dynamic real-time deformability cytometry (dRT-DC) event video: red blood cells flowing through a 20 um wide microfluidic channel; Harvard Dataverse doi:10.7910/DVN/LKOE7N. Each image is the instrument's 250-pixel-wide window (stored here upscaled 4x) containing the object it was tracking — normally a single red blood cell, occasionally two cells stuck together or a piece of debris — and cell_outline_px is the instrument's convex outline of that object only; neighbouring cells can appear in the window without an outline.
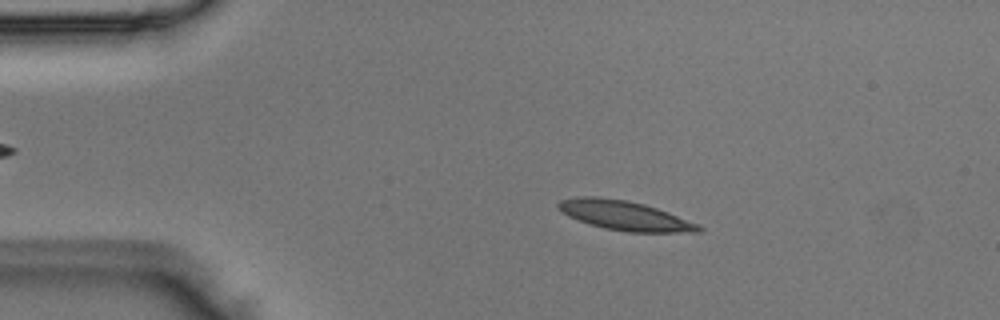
{"species": "Egyptian fruit bat (a non-hibernating species)", "species_latin": "Rousettus aegyptiacus", "temperature_condition": "room temperature", "stored_images_in_passage": 50, "camera_frame_rate_fps": 3000, "um_per_image_px": 0.085, "animal": {"sex": "male"}, "frame": {"image": 1, "passage_image": 9, "time_ms": 2.667, "image_size_px": [1000, 320], "cell_outline_px": [[704, 228], [700, 232], [628, 232], [604, 228], [568, 216], [556, 208], [556, 204], [560, 200], [576, 196], [596, 196], [628, 200], [644, 204], [668, 212], [700, 224]], "centroid_in_image_um": [53.1, 18.31], "position_along_channel_um": 31.9, "area_um2": 24.16}}
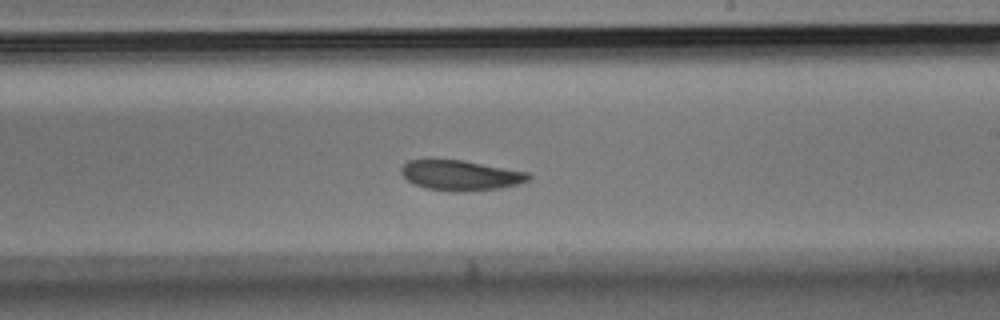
{"frame": {"image": 2, "passage_image": 29, "time_ms": 9.333, "image_size_px": [1000, 320], "cell_outline_px": [[532, 176], [528, 180], [520, 184], [500, 188], [456, 192], [428, 188], [416, 184], [408, 180], [400, 172], [400, 168], [408, 160], [460, 160], [528, 172]], "centroid_in_image_um": [39.17, 14.9], "position_along_channel_um": 249.8, "area_um2": 22.02}}
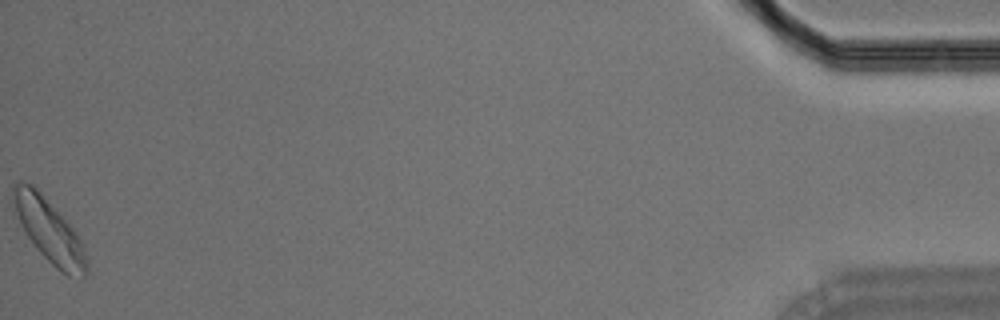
{"frame": {"image": 3, "passage_image": 50, "time_ms": 16.333, "image_size_px": [1000, 320], "cell_outline_px": [[88, 268], [84, 276], [68, 276], [60, 272], [36, 248], [20, 224], [12, 204], [12, 184], [20, 180], [24, 180], [32, 184], [40, 192], [76, 232], [84, 244], [88, 264]], "centroid_in_image_um": [4.16, 19.58], "position_along_channel_um": 431.0, "area_um2": 26.99}}